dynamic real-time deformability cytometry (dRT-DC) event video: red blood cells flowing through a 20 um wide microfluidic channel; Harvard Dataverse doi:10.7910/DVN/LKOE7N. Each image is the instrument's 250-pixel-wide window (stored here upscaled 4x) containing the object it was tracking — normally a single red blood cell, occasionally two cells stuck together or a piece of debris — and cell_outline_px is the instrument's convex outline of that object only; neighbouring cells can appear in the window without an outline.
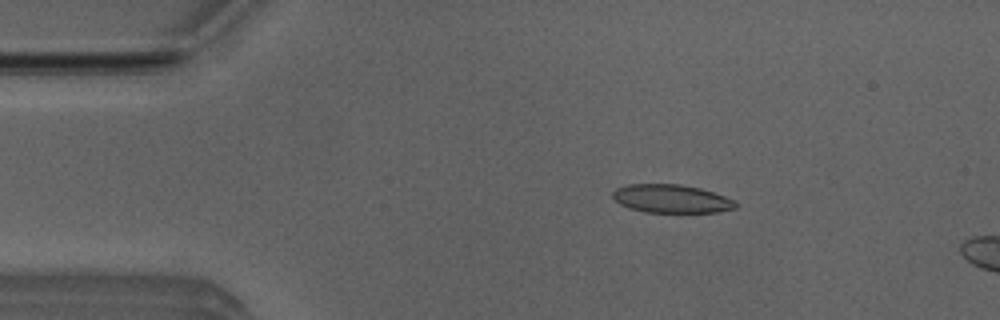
{"species": "Egyptian fruit bat (a non-hibernating species)", "species_latin": "Rousettus aegyptiacus", "temperature_condition": "room temperature", "stored_images_in_passage": 4, "camera_frame_rate_fps": 3000, "um_per_image_px": 0.085, "animal": {"sex": "male"}, "frame": {"image": 1, "passage_image": 2, "time_ms": 0.333, "image_size_px": [1000, 320], "cell_outline_px": [[736, 208], [716, 212], [644, 212], [628, 208], [620, 204], [612, 196], [612, 192], [616, 188], [628, 184], [680, 184], [700, 188], [736, 200]], "centroid_in_image_um": [57.05, 16.89], "position_along_channel_um": 28.0, "area_um2": 20.29}}